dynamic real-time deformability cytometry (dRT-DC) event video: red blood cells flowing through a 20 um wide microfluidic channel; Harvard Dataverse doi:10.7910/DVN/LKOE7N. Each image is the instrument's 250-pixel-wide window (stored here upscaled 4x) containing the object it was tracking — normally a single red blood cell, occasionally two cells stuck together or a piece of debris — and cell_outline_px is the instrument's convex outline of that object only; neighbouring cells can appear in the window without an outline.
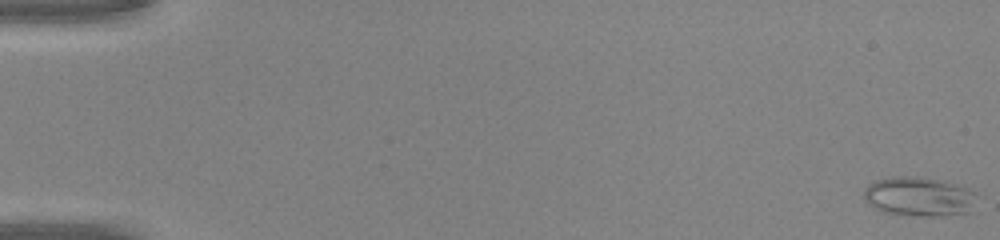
{"species": "common noctule bat (a hibernating species)", "species_latin": "Nyctalus noctula", "temperature_condition": "warm", "stored_images_in_passage": 47, "camera_frame_rate_fps": 3000, "um_per_image_px": 0.085, "animal": {"sex": "male", "body_mass_g": 20.0, "forearm_length_mm": 53.3}, "frame": {"image": 1, "passage_image": 1, "time_ms": 0.0, "image_size_px": [1000, 240], "cell_outline_px": [[976, 192], [968, 212], [944, 216], [916, 216], [884, 212], [868, 204], [864, 196], [864, 188], [868, 184], [876, 180], [900, 176], [916, 176], [936, 180], [952, 184]], "centroid_in_image_um": [78.04, 16.72], "position_along_channel_um": 7.0, "area_um2": 25.32}}
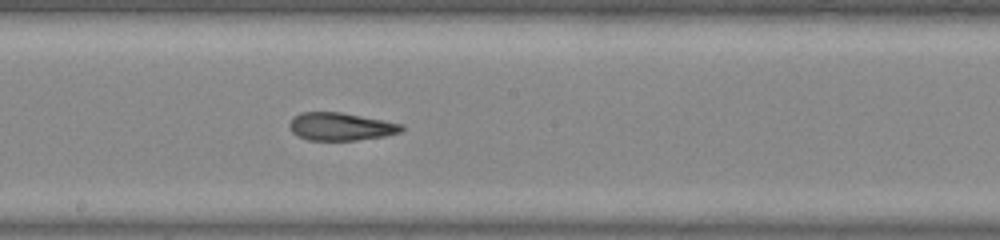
{"frame": {"image": 2, "passage_image": 27, "time_ms": 8.667, "image_size_px": [1000, 240], "cell_outline_px": [[404, 128], [400, 132], [384, 136], [356, 140], [308, 140], [292, 132], [288, 124], [292, 116], [300, 112], [340, 112], [384, 120], [404, 124]], "centroid_in_image_um": [28.95, 10.75], "position_along_channel_um": 219.3, "area_um2": 18.21}}
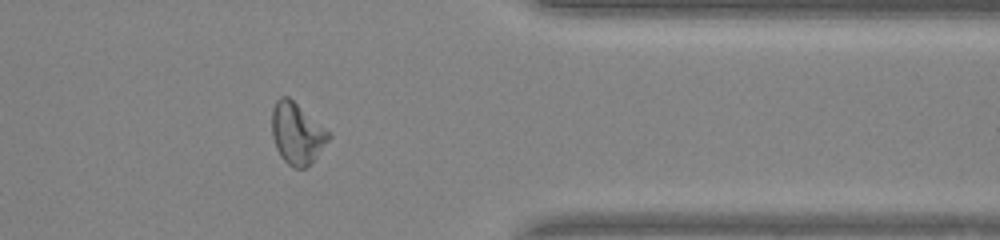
{"frame": {"image": 3, "passage_image": 39, "time_ms": 12.667, "image_size_px": [1000, 240], "cell_outline_px": [[332, 136], [312, 164], [304, 168], [292, 168], [280, 156], [276, 148], [272, 136], [272, 108], [276, 100], [280, 96], [288, 96], [332, 132]], "centroid_in_image_um": [25.27, 11.35], "position_along_channel_um": 386.1, "area_um2": 20.75}}